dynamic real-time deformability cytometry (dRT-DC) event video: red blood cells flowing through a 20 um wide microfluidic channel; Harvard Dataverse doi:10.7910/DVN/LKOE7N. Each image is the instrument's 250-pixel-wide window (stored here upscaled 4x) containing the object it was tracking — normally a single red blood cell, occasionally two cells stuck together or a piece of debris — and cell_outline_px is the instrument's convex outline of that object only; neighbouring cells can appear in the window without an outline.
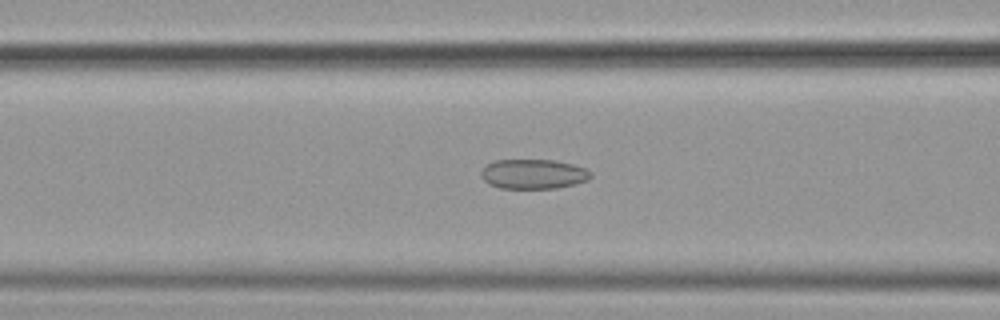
{"species": "common noctule bat (a hibernating species)", "species_latin": "Nyctalus noctula", "temperature_condition": "cold", "stored_images_in_passage": 47, "camera_frame_rate_fps": 3000, "um_per_image_px": 0.085, "animal": {"sex": "female", "body_mass_g": 19.9}, "frame": {"image": 1, "passage_image": 19, "time_ms": 6.0, "image_size_px": [1000, 320], "cell_outline_px": [[592, 176], [588, 180], [576, 184], [556, 188], [500, 188], [488, 184], [480, 176], [480, 172], [488, 164], [496, 160], [556, 160], [572, 164], [584, 168], [592, 172]], "centroid_in_image_um": [45.35, 14.79], "position_along_channel_um": 121.3, "area_um2": 19.02}}
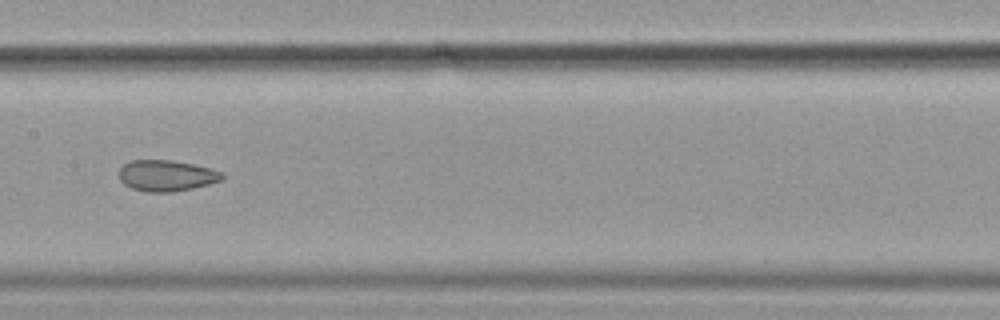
{"frame": {"image": 2, "passage_image": 25, "time_ms": 8.0, "image_size_px": [1000, 320], "cell_outline_px": [[224, 176], [220, 180], [208, 184], [192, 188], [172, 192], [148, 192], [132, 188], [124, 184], [120, 180], [120, 168], [124, 164], [132, 160], [172, 160], [212, 168], [220, 172]], "centroid_in_image_um": [14.13, 14.92], "position_along_channel_um": 193.3, "area_um2": 18.5}}
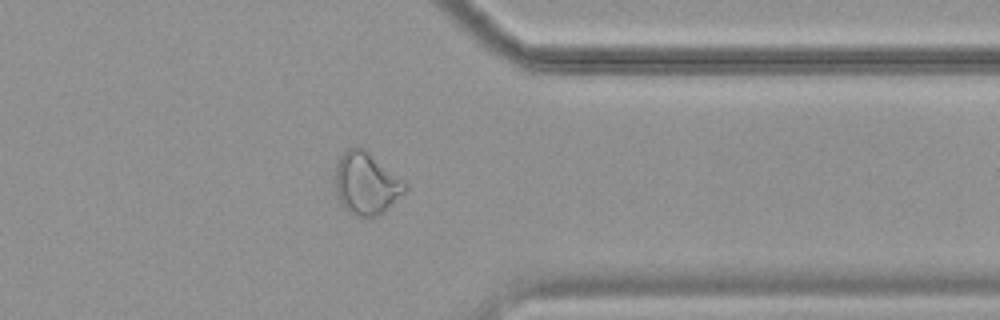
{"frame": {"image": 3, "passage_image": 41, "time_ms": 13.333, "image_size_px": [1000, 320], "cell_outline_px": [[408, 188], [404, 192], [376, 216], [352, 216], [340, 204], [336, 196], [332, 184], [336, 160], [348, 148], [364, 148], [408, 184]], "centroid_in_image_um": [31.04, 15.58], "position_along_channel_um": 380.4, "area_um2": 25.49}, "authors_computed_cell_mechanics": {"area_um2": 21.5016, "velocity_mm_per_s": 3.6077, "shape_relaxation_time_tau1_ms": null, "shape_relaxation_time_tau2_ms": 2.5984, "deformation_change_tau1": null, "deformation_change_tau2": 0.0829}}